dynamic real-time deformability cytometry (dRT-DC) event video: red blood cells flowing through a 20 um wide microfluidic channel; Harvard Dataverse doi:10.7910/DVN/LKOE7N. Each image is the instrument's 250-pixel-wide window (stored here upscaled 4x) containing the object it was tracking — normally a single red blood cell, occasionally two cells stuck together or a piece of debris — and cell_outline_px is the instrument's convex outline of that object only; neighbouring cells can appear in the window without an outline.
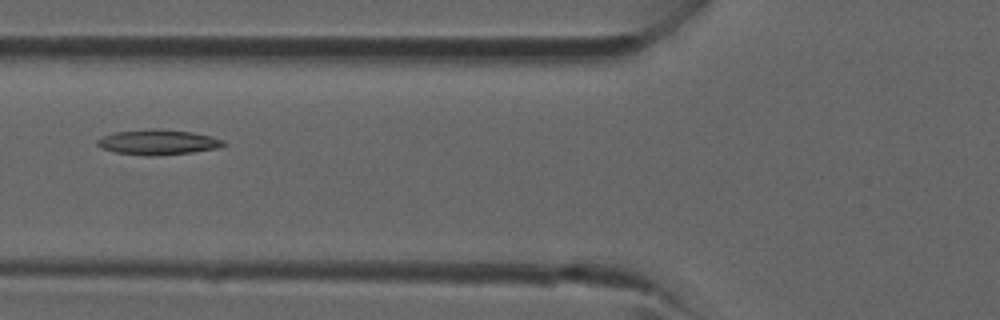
{"species": "common noctule bat (a hibernating species)", "species_latin": "Nyctalus noctula", "temperature_condition": "room temperature", "stored_images_in_passage": 4, "camera_frame_rate_fps": 3000, "um_per_image_px": 0.085, "animal": {"sex": "male", "forearm_length_mm": 52.5}, "frame": {"image": 1, "passage_image": 4, "time_ms": 4.333, "image_size_px": [1000, 320], "cell_outline_px": [[228, 144], [216, 148], [192, 152], [156, 156], [144, 156], [116, 152], [100, 148], [96, 144], [96, 140], [104, 136], [116, 132], [148, 128], [156, 128], [192, 132], [212, 136], [224, 140]], "centroid_in_image_um": [13.43, 12.08], "position_along_channel_um": 112.4, "area_um2": 18.67}}